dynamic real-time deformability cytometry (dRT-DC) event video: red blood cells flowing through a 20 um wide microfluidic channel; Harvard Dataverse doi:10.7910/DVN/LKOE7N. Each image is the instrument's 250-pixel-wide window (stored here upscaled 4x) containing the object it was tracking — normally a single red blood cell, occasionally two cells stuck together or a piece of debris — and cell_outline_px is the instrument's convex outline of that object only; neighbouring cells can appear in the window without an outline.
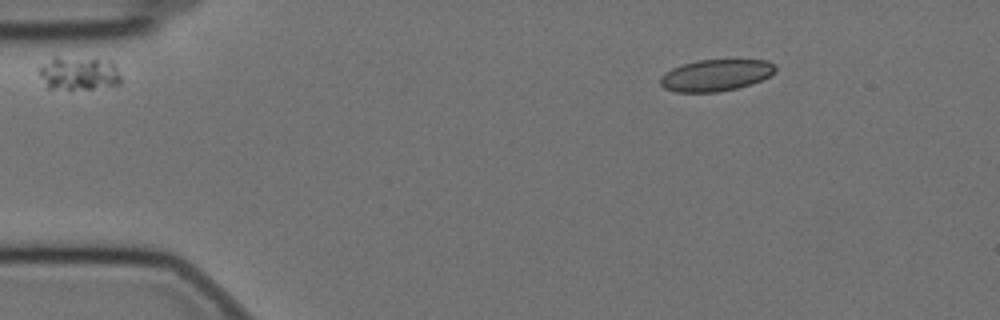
{"species": "Egyptian fruit bat (a non-hibernating species)", "species_latin": "Rousettus aegyptiacus", "temperature_condition": "cold", "stored_images_in_passage": 52, "camera_frame_rate_fps": 3000, "um_per_image_px": 0.085, "animal": {"sex": "female"}, "frame": {"image": 1, "passage_image": 2, "time_ms": 0.333, "image_size_px": [1000, 320], "cell_outline_px": [[776, 72], [752, 84], [736, 88], [716, 92], [676, 92], [664, 88], [660, 84], [660, 76], [664, 72], [672, 68], [696, 60], [768, 60], [776, 68]], "centroid_in_image_um": [60.81, 6.39], "position_along_channel_um": 24.2, "area_um2": 21.15}}
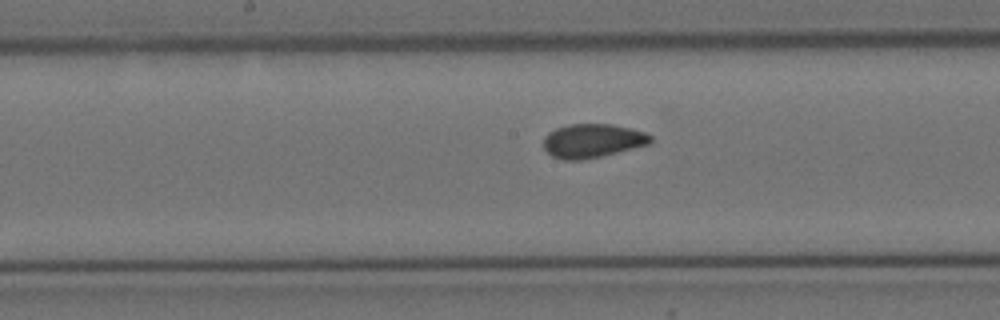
{"frame": {"image": 2, "passage_image": 23, "time_ms": 7.333, "image_size_px": [1000, 320], "cell_outline_px": [[652, 140], [648, 144], [600, 156], [580, 160], [564, 160], [552, 156], [544, 148], [544, 136], [548, 132], [556, 128], [568, 124], [612, 124], [644, 132], [652, 136]], "centroid_in_image_um": [50.32, 11.95], "position_along_channel_um": 197.9, "area_um2": 20.87}}
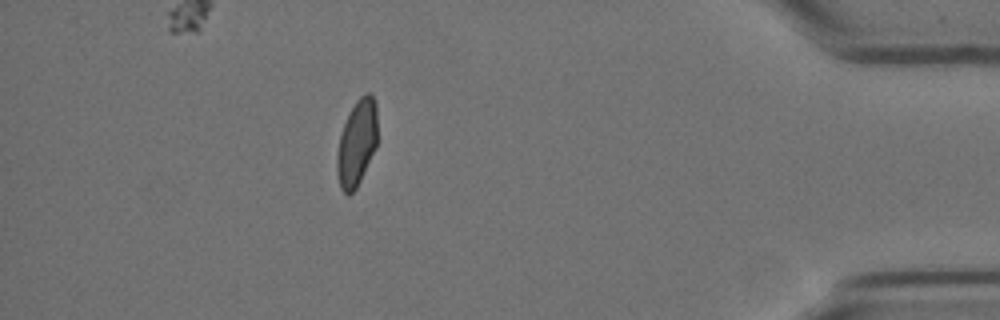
{"frame": {"image": 3, "passage_image": 45, "time_ms": 14.667, "image_size_px": [1000, 320], "cell_outline_px": [[376, 148], [356, 188], [348, 196], [340, 188], [336, 172], [336, 156], [340, 136], [344, 124], [356, 100], [364, 92], [368, 92], [372, 96], [376, 104]], "centroid_in_image_um": [30.31, 12.17], "position_along_channel_um": 404.9, "area_um2": 20.17}, "authors_computed_cell_mechanics": {"area_um2": 21.0392, "velocity_mm_per_s": 3.4779, "shape_relaxation_time_tau1_ms": null, "shape_relaxation_time_tau2_ms": 1.1958, "deformation_change_tau1": null, "deformation_change_tau2": 0.0417}}